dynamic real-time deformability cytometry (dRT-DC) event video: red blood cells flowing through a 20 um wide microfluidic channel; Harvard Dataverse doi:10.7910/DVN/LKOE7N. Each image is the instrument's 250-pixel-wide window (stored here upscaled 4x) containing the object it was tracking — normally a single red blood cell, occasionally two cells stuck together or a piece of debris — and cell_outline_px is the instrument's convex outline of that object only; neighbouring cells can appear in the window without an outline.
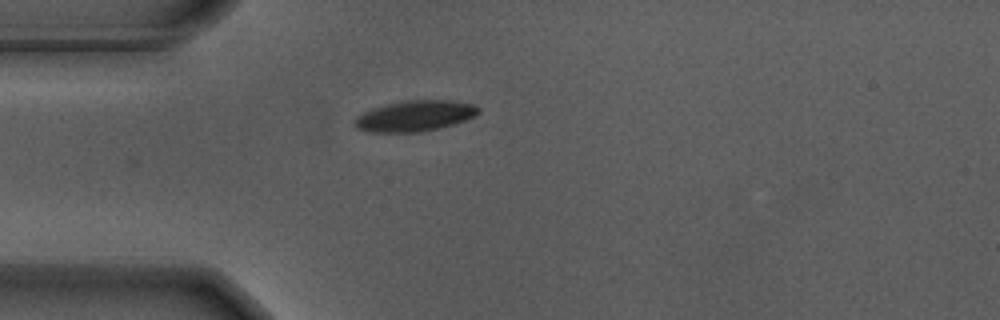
{"species": "Egyptian fruit bat (a non-hibernating species)", "species_latin": "Rousettus aegyptiacus", "temperature_condition": "warm", "stored_images_in_passage": 29, "camera_frame_rate_fps": 3000, "um_per_image_px": 0.085, "animal": {"sex": "male"}, "frame": {"image": 1, "passage_image": 1, "time_ms": 0.0, "image_size_px": [1000, 320], "cell_outline_px": [[480, 112], [464, 120], [440, 128], [420, 132], [372, 132], [356, 128], [352, 124], [352, 120], [356, 116], [372, 108], [404, 100], [448, 100], [472, 104], [480, 108]], "centroid_in_image_um": [35.21, 9.85], "position_along_channel_um": 49.8, "area_um2": 22.14}}
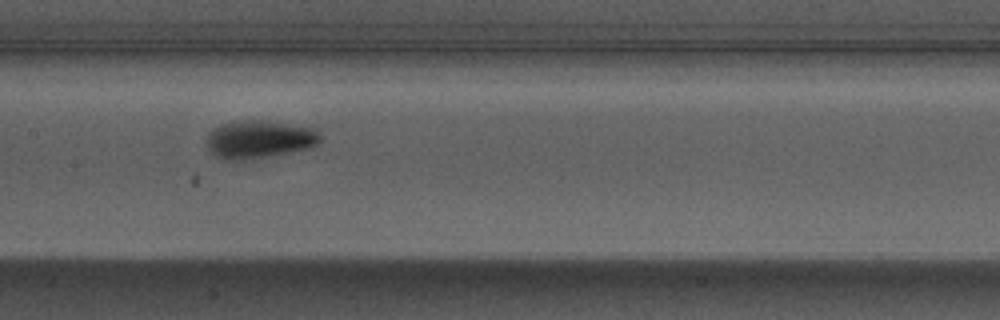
{"frame": {"image": 2, "passage_image": 13, "time_ms": 4.0, "image_size_px": [1000, 320], "cell_outline_px": [[320, 144], [312, 148], [292, 152], [244, 160], [224, 160], [216, 156], [208, 148], [208, 132], [212, 128], [224, 124], [240, 120], [260, 120], [316, 128], [320, 136]], "centroid_in_image_um": [22.07, 11.85], "position_along_channel_um": 185.3, "area_um2": 25.14}}
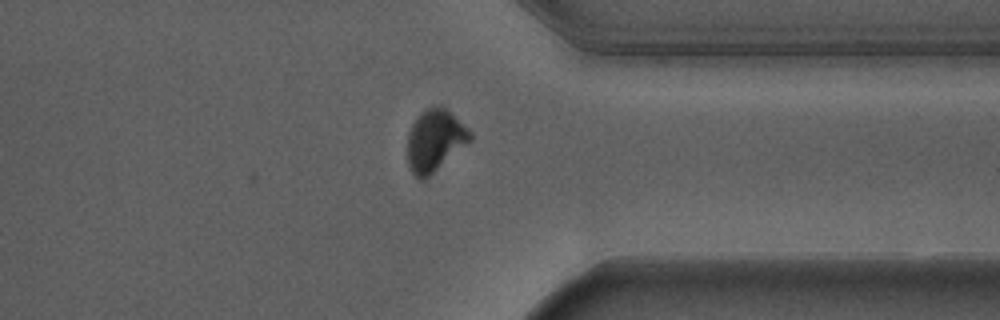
{"frame": {"image": 3, "passage_image": 29, "time_ms": 9.333, "image_size_px": [1000, 320], "cell_outline_px": [[472, 140], [424, 180], [420, 180], [408, 168], [408, 132], [416, 116], [420, 112], [432, 104], [440, 104], [468, 128], [472, 132]], "centroid_in_image_um": [36.95, 11.91], "position_along_channel_um": 374.4, "area_um2": 22.72}, "authors_computed_cell_mechanics": {"area_um2": 23.698, "velocity_mm_per_s": 3.6501, "shape_relaxation_time_tau1_ms": 2.2322, "shape_relaxation_time_tau2_ms": null, "deformation_change_tau1": 0.1602, "deformation_change_tau2": null}}